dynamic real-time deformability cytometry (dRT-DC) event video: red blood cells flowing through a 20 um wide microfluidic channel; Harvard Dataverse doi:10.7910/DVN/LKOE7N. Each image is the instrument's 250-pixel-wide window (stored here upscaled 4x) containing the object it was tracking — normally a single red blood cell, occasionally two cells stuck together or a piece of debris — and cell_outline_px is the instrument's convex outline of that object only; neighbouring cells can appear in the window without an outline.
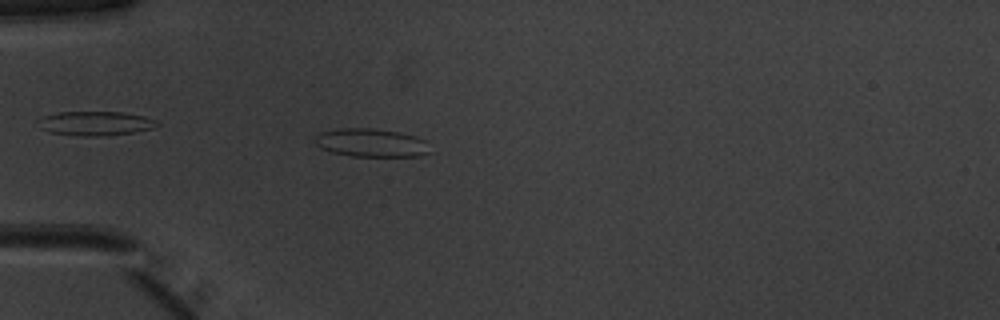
{"species": "common noctule bat (a hibernating species)", "species_latin": "Nyctalus noctula", "temperature_condition": "warm", "stored_images_in_passage": 51, "camera_frame_rate_fps": 3000, "um_per_image_px": 0.085, "animal": {"sex": "male", "body_mass_g": 20.1, "forearm_length_mm": 53.5}, "frame": {"image": 1, "passage_image": 15, "time_ms": 4.667, "image_size_px": [1000, 320], "cell_outline_px": [[436, 152], [420, 156], [352, 156], [332, 152], [320, 148], [316, 144], [316, 136], [320, 132], [340, 128], [372, 128], [400, 132], [416, 136], [428, 140]], "centroid_in_image_um": [31.69, 12.14], "position_along_channel_um": 53.3, "area_um2": 19.48}}
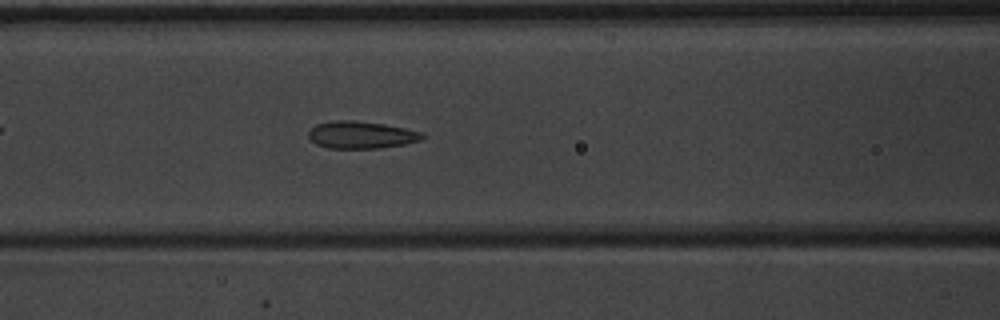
{"frame": {"image": 2, "passage_image": 22, "time_ms": 7.0, "image_size_px": [1000, 320], "cell_outline_px": [[428, 136], [420, 140], [404, 144], [380, 148], [328, 148], [316, 144], [308, 136], [308, 132], [316, 124], [332, 120], [352, 120], [384, 124], [424, 132]], "centroid_in_image_um": [30.72, 11.46], "position_along_channel_um": 135.9, "area_um2": 18.15}}
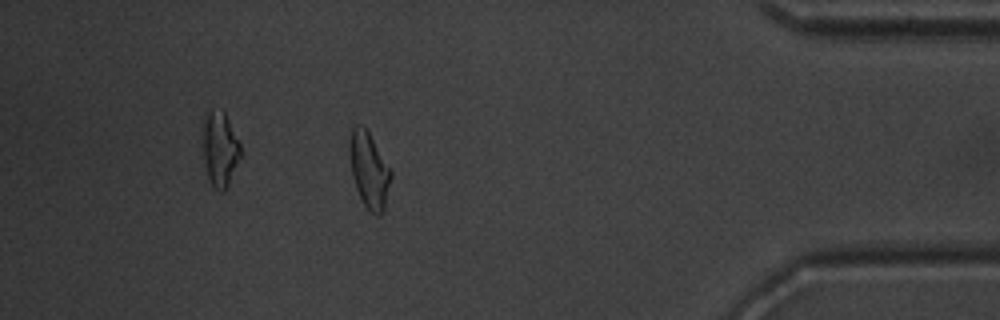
{"frame": {"image": 3, "passage_image": 45, "time_ms": 14.667, "image_size_px": [1000, 320], "cell_outline_px": [[392, 176], [384, 208], [380, 216], [376, 216], [364, 204], [356, 188], [352, 176], [348, 152], [348, 140], [352, 128], [356, 124], [364, 124], [392, 168]], "centroid_in_image_um": [31.37, 14.38], "position_along_channel_um": 403.8, "area_um2": 18.79}, "authors_computed_cell_mechanics": {"area_um2": 18.7272, "velocity_mm_per_s": 3.9952, "shape_relaxation_time_tau1_ms": 5.1834, "shape_relaxation_time_tau2_ms": 1.3573, "deformation_change_tau1": 0.1449, "deformation_change_tau2": 0.103}}